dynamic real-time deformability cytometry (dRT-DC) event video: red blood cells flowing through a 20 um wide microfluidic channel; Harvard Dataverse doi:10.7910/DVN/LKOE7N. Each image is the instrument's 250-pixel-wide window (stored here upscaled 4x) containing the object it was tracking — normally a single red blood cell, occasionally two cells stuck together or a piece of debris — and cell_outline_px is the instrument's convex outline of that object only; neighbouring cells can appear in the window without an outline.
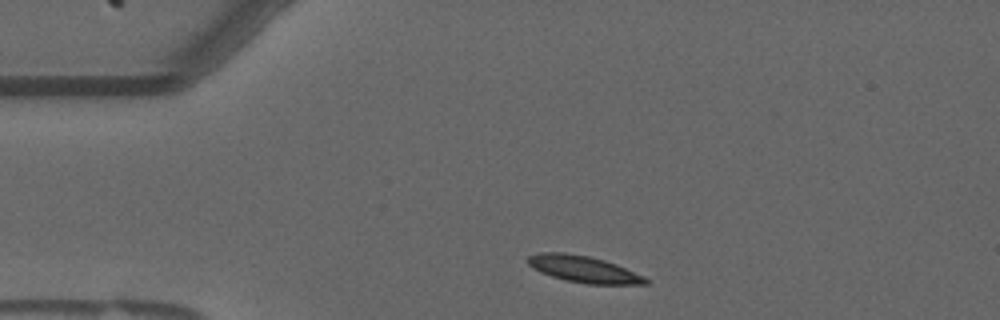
{"species": "common noctule bat (a hibernating species)", "species_latin": "Nyctalus noctula", "temperature_condition": "warm", "stored_images_in_passage": 47, "camera_frame_rate_fps": 3000, "um_per_image_px": 0.085, "animal": {"sex": "male", "forearm_length_mm": 52.5}, "frame": {"image": 1, "passage_image": 3, "time_ms": 0.667, "image_size_px": [1000, 320], "cell_outline_px": [[648, 284], [588, 284], [564, 280], [540, 272], [528, 264], [528, 256], [540, 252], [564, 252], [588, 256], [604, 260], [616, 264], [644, 276], [648, 280]], "centroid_in_image_um": [49.6, 22.88], "position_along_channel_um": 35.4, "area_um2": 18.15}}
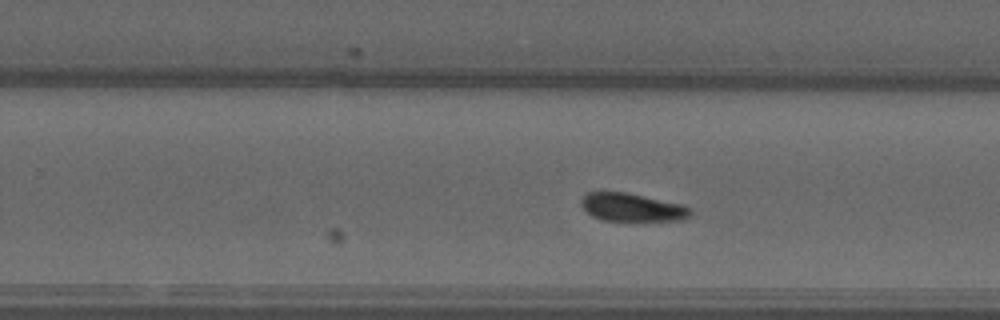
{"frame": {"image": 2, "passage_image": 26, "time_ms": 8.333, "image_size_px": [1000, 320], "cell_outline_px": [[692, 216], [684, 220], [640, 224], [636, 224], [604, 220], [592, 216], [580, 204], [580, 200], [588, 192], [628, 192], [680, 204], [688, 208], [692, 212]], "centroid_in_image_um": [53.78, 17.69], "position_along_channel_um": 276.0, "area_um2": 18.9}}
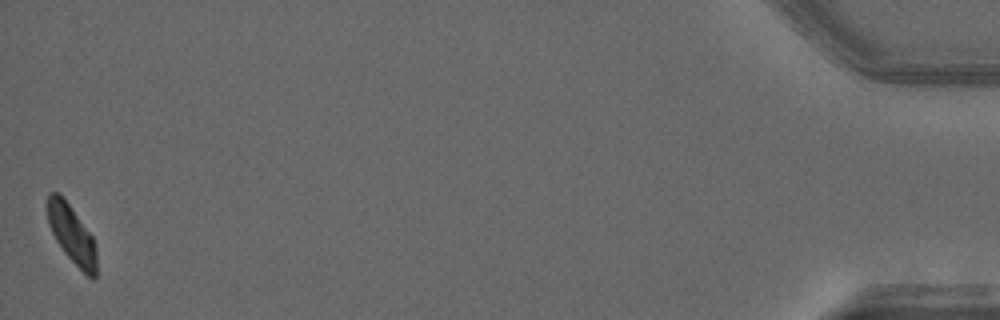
{"frame": {"image": 3, "passage_image": 47, "time_ms": 15.333, "image_size_px": [1000, 320], "cell_outline_px": [[96, 280], [92, 280], [64, 252], [56, 240], [48, 224], [48, 192], [60, 192], [92, 236], [96, 248]], "centroid_in_image_um": [6.1, 19.91], "position_along_channel_um": 429.1, "area_um2": 16.42}, "authors_computed_cell_mechanics": {"area_um2": 18.4382, "velocity_mm_per_s": 3.6218, "shape_relaxation_time_tau1_ms": null, "shape_relaxation_time_tau2_ms": 6.3671, "deformation_change_tau1": null, "deformation_change_tau2": 0.102}}